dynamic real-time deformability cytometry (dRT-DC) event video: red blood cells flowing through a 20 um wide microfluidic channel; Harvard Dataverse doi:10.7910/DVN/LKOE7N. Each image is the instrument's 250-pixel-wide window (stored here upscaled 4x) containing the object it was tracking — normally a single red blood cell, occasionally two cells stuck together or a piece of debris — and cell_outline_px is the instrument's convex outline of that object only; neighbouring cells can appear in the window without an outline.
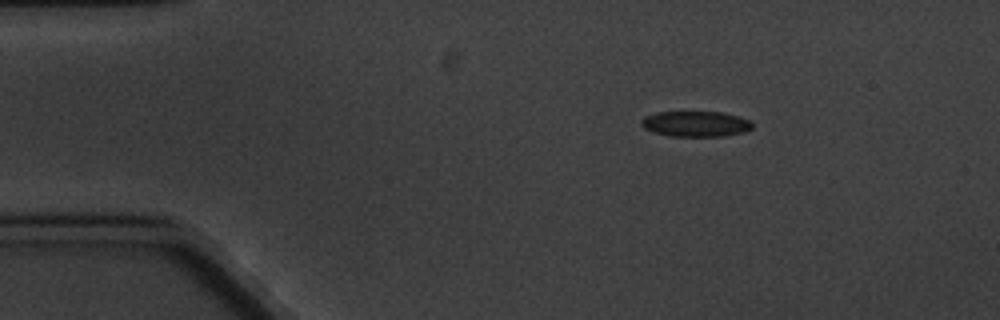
{"species": "common noctule bat (a hibernating species)", "species_latin": "Nyctalus noctula", "temperature_condition": "cold", "stored_images_in_passage": 9, "camera_frame_rate_fps": 3000, "um_per_image_px": 0.085, "animal": {"sex": "male", "body_mass_g": 20.1, "forearm_length_mm": 53.5}, "frame": {"image": 1, "passage_image": 1, "time_ms": 0.0, "image_size_px": [1000, 320], "cell_outline_px": [[752, 128], [744, 132], [724, 136], [672, 136], [656, 132], [644, 128], [640, 124], [640, 120], [644, 116], [656, 112], [720, 112], [740, 116], [752, 120]], "centroid_in_image_um": [59.15, 10.52], "position_along_channel_um": 25.8, "area_um2": 16.59}}
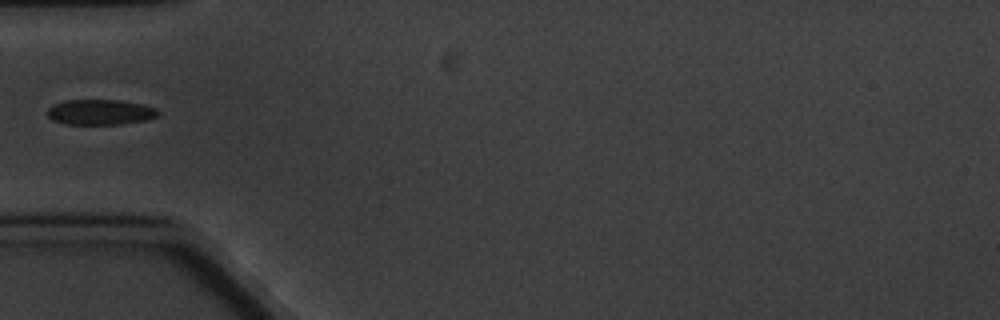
{"frame": {"image": 2, "passage_image": 4, "time_ms": 3.333, "image_size_px": [1000, 320], "cell_outline_px": [[160, 112], [156, 116], [144, 120], [120, 124], [64, 124], [52, 120], [48, 116], [48, 108], [52, 104], [64, 100], [120, 100], [144, 104], [156, 108]], "centroid_in_image_um": [8.5, 9.52], "position_along_channel_um": 76.5, "area_um2": 16.42}}
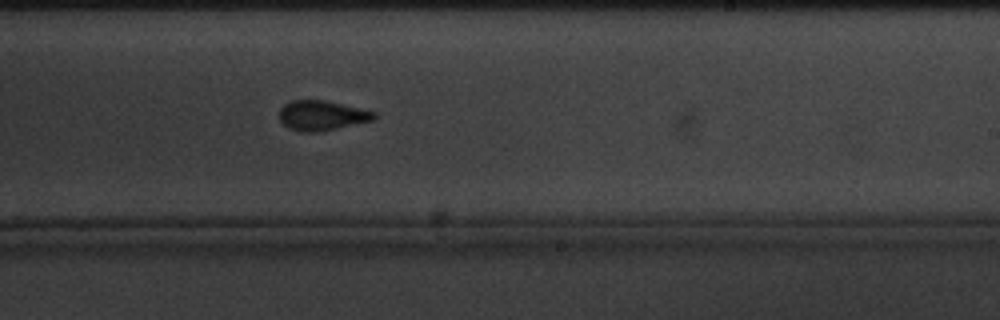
{"frame": {"image": 3, "passage_image": 9, "time_ms": 9.0, "image_size_px": [1000, 320], "cell_outline_px": [[376, 120], [320, 132], [300, 132], [288, 128], [280, 120], [280, 108], [284, 104], [292, 100], [324, 100], [376, 112]], "centroid_in_image_um": [27.36, 9.83], "position_along_channel_um": 261.6, "area_um2": 16.59}}